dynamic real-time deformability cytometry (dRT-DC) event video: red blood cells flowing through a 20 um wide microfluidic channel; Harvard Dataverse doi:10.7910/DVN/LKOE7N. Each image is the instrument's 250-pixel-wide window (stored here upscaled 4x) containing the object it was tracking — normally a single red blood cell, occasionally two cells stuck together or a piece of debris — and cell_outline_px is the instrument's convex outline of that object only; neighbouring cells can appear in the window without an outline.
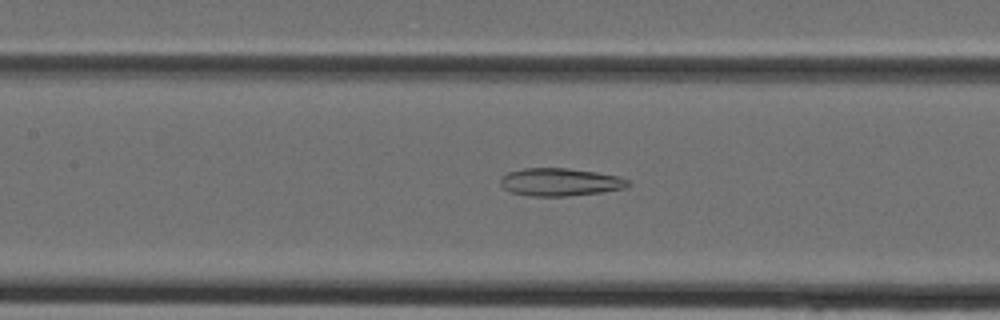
{"species": "Egyptian fruit bat (a non-hibernating species)", "species_latin": "Rousettus aegyptiacus", "temperature_condition": "cold", "stored_images_in_passage": 32, "camera_frame_rate_fps": 3000, "um_per_image_px": 0.085, "animal": {"sex": "female"}, "frame": {"image": 1, "passage_image": 13, "time_ms": 4.0, "image_size_px": [1000, 320], "cell_outline_px": [[632, 184], [624, 188], [600, 192], [568, 196], [532, 196], [512, 192], [504, 188], [500, 184], [500, 176], [508, 172], [524, 168], [568, 168], [596, 172], [620, 176], [628, 180]], "centroid_in_image_um": [47.61, 15.46], "position_along_channel_um": 159.8, "area_um2": 20.69}}
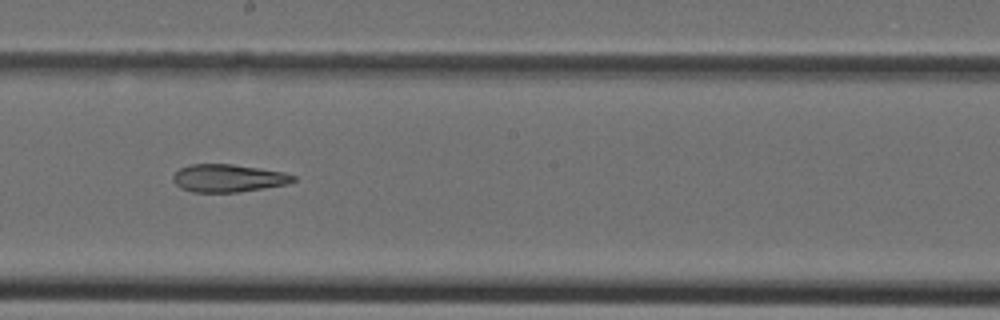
{"frame": {"image": 2, "passage_image": 17, "time_ms": 5.333, "image_size_px": [1000, 320], "cell_outline_px": [[296, 180], [288, 184], [264, 188], [236, 192], [192, 192], [180, 188], [172, 180], [172, 176], [180, 168], [192, 164], [232, 164], [284, 172], [296, 176]], "centroid_in_image_um": [19.39, 15.14], "position_along_channel_um": 228.8, "area_um2": 19.42}}
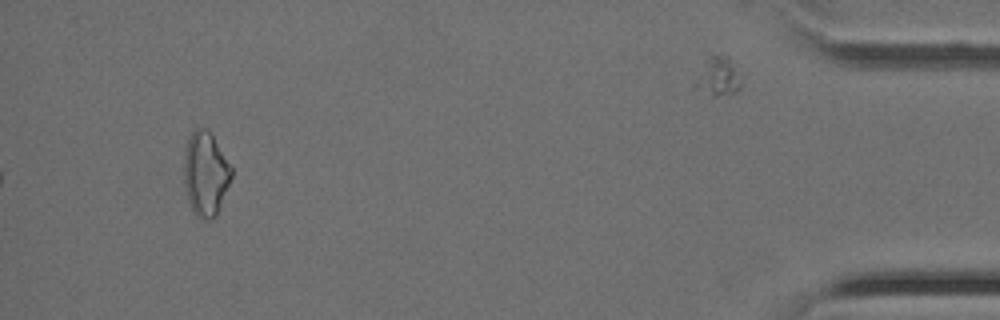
{"frame": {"image": 3, "passage_image": 32, "time_ms": 10.333, "image_size_px": [1000, 320], "cell_outline_px": [[232, 176], [216, 216], [212, 220], [200, 220], [192, 212], [188, 200], [184, 184], [184, 156], [188, 140], [192, 132], [196, 128], [208, 128], [232, 168]], "centroid_in_image_um": [17.46, 14.81], "position_along_channel_um": 417.7, "area_um2": 23.29}}